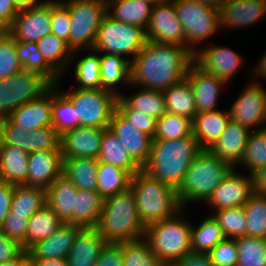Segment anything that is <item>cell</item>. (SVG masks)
Instances as JSON below:
<instances>
[{
	"instance_id": "1",
	"label": "cell",
	"mask_w": 266,
	"mask_h": 266,
	"mask_svg": "<svg viewBox=\"0 0 266 266\" xmlns=\"http://www.w3.org/2000/svg\"><path fill=\"white\" fill-rule=\"evenodd\" d=\"M193 62L186 46L147 41L131 60L130 85L163 92L184 79Z\"/></svg>"
},
{
	"instance_id": "2",
	"label": "cell",
	"mask_w": 266,
	"mask_h": 266,
	"mask_svg": "<svg viewBox=\"0 0 266 266\" xmlns=\"http://www.w3.org/2000/svg\"><path fill=\"white\" fill-rule=\"evenodd\" d=\"M201 151L193 135L175 140H153L151 153L142 170L178 189L191 162Z\"/></svg>"
},
{
	"instance_id": "3",
	"label": "cell",
	"mask_w": 266,
	"mask_h": 266,
	"mask_svg": "<svg viewBox=\"0 0 266 266\" xmlns=\"http://www.w3.org/2000/svg\"><path fill=\"white\" fill-rule=\"evenodd\" d=\"M145 228L139 218L131 188L103 200L96 229L108 243L143 238Z\"/></svg>"
},
{
	"instance_id": "4",
	"label": "cell",
	"mask_w": 266,
	"mask_h": 266,
	"mask_svg": "<svg viewBox=\"0 0 266 266\" xmlns=\"http://www.w3.org/2000/svg\"><path fill=\"white\" fill-rule=\"evenodd\" d=\"M130 188L139 218L145 226L171 218L183 209L176 188L153 178L142 169L132 176Z\"/></svg>"
},
{
	"instance_id": "5",
	"label": "cell",
	"mask_w": 266,
	"mask_h": 266,
	"mask_svg": "<svg viewBox=\"0 0 266 266\" xmlns=\"http://www.w3.org/2000/svg\"><path fill=\"white\" fill-rule=\"evenodd\" d=\"M232 169L209 150H202L191 162L177 189L181 207L184 209L186 203L206 202Z\"/></svg>"
},
{
	"instance_id": "6",
	"label": "cell",
	"mask_w": 266,
	"mask_h": 266,
	"mask_svg": "<svg viewBox=\"0 0 266 266\" xmlns=\"http://www.w3.org/2000/svg\"><path fill=\"white\" fill-rule=\"evenodd\" d=\"M183 210L175 216L146 226L143 238L156 257L165 265L171 266L192 253L191 226L182 217Z\"/></svg>"
},
{
	"instance_id": "7",
	"label": "cell",
	"mask_w": 266,
	"mask_h": 266,
	"mask_svg": "<svg viewBox=\"0 0 266 266\" xmlns=\"http://www.w3.org/2000/svg\"><path fill=\"white\" fill-rule=\"evenodd\" d=\"M106 14V0H69V47L73 52L92 50Z\"/></svg>"
},
{
	"instance_id": "8",
	"label": "cell",
	"mask_w": 266,
	"mask_h": 266,
	"mask_svg": "<svg viewBox=\"0 0 266 266\" xmlns=\"http://www.w3.org/2000/svg\"><path fill=\"white\" fill-rule=\"evenodd\" d=\"M75 107L76 127L88 126L108 128L118 95L106 89H72L61 91Z\"/></svg>"
},
{
	"instance_id": "9",
	"label": "cell",
	"mask_w": 266,
	"mask_h": 266,
	"mask_svg": "<svg viewBox=\"0 0 266 266\" xmlns=\"http://www.w3.org/2000/svg\"><path fill=\"white\" fill-rule=\"evenodd\" d=\"M146 42L144 28L115 20L106 14L92 50L101 54L129 55L133 60Z\"/></svg>"
},
{
	"instance_id": "10",
	"label": "cell",
	"mask_w": 266,
	"mask_h": 266,
	"mask_svg": "<svg viewBox=\"0 0 266 266\" xmlns=\"http://www.w3.org/2000/svg\"><path fill=\"white\" fill-rule=\"evenodd\" d=\"M183 25L185 46L195 54V45L220 30L219 10L197 0H172Z\"/></svg>"
},
{
	"instance_id": "11",
	"label": "cell",
	"mask_w": 266,
	"mask_h": 266,
	"mask_svg": "<svg viewBox=\"0 0 266 266\" xmlns=\"http://www.w3.org/2000/svg\"><path fill=\"white\" fill-rule=\"evenodd\" d=\"M52 85L40 74L21 70L0 79V119L7 118L23 104L38 99Z\"/></svg>"
},
{
	"instance_id": "12",
	"label": "cell",
	"mask_w": 266,
	"mask_h": 266,
	"mask_svg": "<svg viewBox=\"0 0 266 266\" xmlns=\"http://www.w3.org/2000/svg\"><path fill=\"white\" fill-rule=\"evenodd\" d=\"M145 35L149 42L185 46L183 25L172 0L153 5Z\"/></svg>"
},
{
	"instance_id": "13",
	"label": "cell",
	"mask_w": 266,
	"mask_h": 266,
	"mask_svg": "<svg viewBox=\"0 0 266 266\" xmlns=\"http://www.w3.org/2000/svg\"><path fill=\"white\" fill-rule=\"evenodd\" d=\"M260 85L256 81L247 84L228 110L230 120L250 131L266 128V91Z\"/></svg>"
},
{
	"instance_id": "14",
	"label": "cell",
	"mask_w": 266,
	"mask_h": 266,
	"mask_svg": "<svg viewBox=\"0 0 266 266\" xmlns=\"http://www.w3.org/2000/svg\"><path fill=\"white\" fill-rule=\"evenodd\" d=\"M51 1L22 9L7 32L19 42H38L51 34Z\"/></svg>"
},
{
	"instance_id": "15",
	"label": "cell",
	"mask_w": 266,
	"mask_h": 266,
	"mask_svg": "<svg viewBox=\"0 0 266 266\" xmlns=\"http://www.w3.org/2000/svg\"><path fill=\"white\" fill-rule=\"evenodd\" d=\"M254 192V176L245 177L233 168L206 203L216 211L244 206Z\"/></svg>"
},
{
	"instance_id": "16",
	"label": "cell",
	"mask_w": 266,
	"mask_h": 266,
	"mask_svg": "<svg viewBox=\"0 0 266 266\" xmlns=\"http://www.w3.org/2000/svg\"><path fill=\"white\" fill-rule=\"evenodd\" d=\"M107 128L78 126L61 135L63 159L98 158L103 134Z\"/></svg>"
},
{
	"instance_id": "17",
	"label": "cell",
	"mask_w": 266,
	"mask_h": 266,
	"mask_svg": "<svg viewBox=\"0 0 266 266\" xmlns=\"http://www.w3.org/2000/svg\"><path fill=\"white\" fill-rule=\"evenodd\" d=\"M243 58L235 51L222 46L209 45L194 54V62L205 72L224 80L233 78L242 66Z\"/></svg>"
},
{
	"instance_id": "18",
	"label": "cell",
	"mask_w": 266,
	"mask_h": 266,
	"mask_svg": "<svg viewBox=\"0 0 266 266\" xmlns=\"http://www.w3.org/2000/svg\"><path fill=\"white\" fill-rule=\"evenodd\" d=\"M108 128L120 139L131 158L142 168L151 153L153 138L137 130L117 111L114 112Z\"/></svg>"
},
{
	"instance_id": "19",
	"label": "cell",
	"mask_w": 266,
	"mask_h": 266,
	"mask_svg": "<svg viewBox=\"0 0 266 266\" xmlns=\"http://www.w3.org/2000/svg\"><path fill=\"white\" fill-rule=\"evenodd\" d=\"M63 174L61 150H45L29 153L26 185L44 189Z\"/></svg>"
},
{
	"instance_id": "20",
	"label": "cell",
	"mask_w": 266,
	"mask_h": 266,
	"mask_svg": "<svg viewBox=\"0 0 266 266\" xmlns=\"http://www.w3.org/2000/svg\"><path fill=\"white\" fill-rule=\"evenodd\" d=\"M185 78L193 89L197 112L217 110V99L226 82L205 72L195 62L190 65Z\"/></svg>"
},
{
	"instance_id": "21",
	"label": "cell",
	"mask_w": 266,
	"mask_h": 266,
	"mask_svg": "<svg viewBox=\"0 0 266 266\" xmlns=\"http://www.w3.org/2000/svg\"><path fill=\"white\" fill-rule=\"evenodd\" d=\"M265 0H227L219 10L220 28L253 25L265 18Z\"/></svg>"
},
{
	"instance_id": "22",
	"label": "cell",
	"mask_w": 266,
	"mask_h": 266,
	"mask_svg": "<svg viewBox=\"0 0 266 266\" xmlns=\"http://www.w3.org/2000/svg\"><path fill=\"white\" fill-rule=\"evenodd\" d=\"M7 118L28 132L52 126V86L38 99L23 104Z\"/></svg>"
},
{
	"instance_id": "23",
	"label": "cell",
	"mask_w": 266,
	"mask_h": 266,
	"mask_svg": "<svg viewBox=\"0 0 266 266\" xmlns=\"http://www.w3.org/2000/svg\"><path fill=\"white\" fill-rule=\"evenodd\" d=\"M250 130L230 120L209 151L233 168L241 163Z\"/></svg>"
},
{
	"instance_id": "24",
	"label": "cell",
	"mask_w": 266,
	"mask_h": 266,
	"mask_svg": "<svg viewBox=\"0 0 266 266\" xmlns=\"http://www.w3.org/2000/svg\"><path fill=\"white\" fill-rule=\"evenodd\" d=\"M107 243L96 227L81 228L66 257L68 266H94Z\"/></svg>"
},
{
	"instance_id": "25",
	"label": "cell",
	"mask_w": 266,
	"mask_h": 266,
	"mask_svg": "<svg viewBox=\"0 0 266 266\" xmlns=\"http://www.w3.org/2000/svg\"><path fill=\"white\" fill-rule=\"evenodd\" d=\"M81 227L63 223L49 238L34 243L28 250L29 258L66 259Z\"/></svg>"
},
{
	"instance_id": "26",
	"label": "cell",
	"mask_w": 266,
	"mask_h": 266,
	"mask_svg": "<svg viewBox=\"0 0 266 266\" xmlns=\"http://www.w3.org/2000/svg\"><path fill=\"white\" fill-rule=\"evenodd\" d=\"M230 115L227 110L197 112L192 120L193 137L202 150H209L225 130Z\"/></svg>"
},
{
	"instance_id": "27",
	"label": "cell",
	"mask_w": 266,
	"mask_h": 266,
	"mask_svg": "<svg viewBox=\"0 0 266 266\" xmlns=\"http://www.w3.org/2000/svg\"><path fill=\"white\" fill-rule=\"evenodd\" d=\"M77 191L74 184L63 174L46 189L47 206L64 223L72 217Z\"/></svg>"
},
{
	"instance_id": "28",
	"label": "cell",
	"mask_w": 266,
	"mask_h": 266,
	"mask_svg": "<svg viewBox=\"0 0 266 266\" xmlns=\"http://www.w3.org/2000/svg\"><path fill=\"white\" fill-rule=\"evenodd\" d=\"M107 14L126 24L147 28L153 4L146 0H106ZM111 10V11H110ZM112 12V13H111Z\"/></svg>"
},
{
	"instance_id": "29",
	"label": "cell",
	"mask_w": 266,
	"mask_h": 266,
	"mask_svg": "<svg viewBox=\"0 0 266 266\" xmlns=\"http://www.w3.org/2000/svg\"><path fill=\"white\" fill-rule=\"evenodd\" d=\"M29 153L16 146H0V180L9 184H26Z\"/></svg>"
},
{
	"instance_id": "30",
	"label": "cell",
	"mask_w": 266,
	"mask_h": 266,
	"mask_svg": "<svg viewBox=\"0 0 266 266\" xmlns=\"http://www.w3.org/2000/svg\"><path fill=\"white\" fill-rule=\"evenodd\" d=\"M103 198L98 191L78 189L72 217L66 222L81 228L96 227L102 210Z\"/></svg>"
},
{
	"instance_id": "31",
	"label": "cell",
	"mask_w": 266,
	"mask_h": 266,
	"mask_svg": "<svg viewBox=\"0 0 266 266\" xmlns=\"http://www.w3.org/2000/svg\"><path fill=\"white\" fill-rule=\"evenodd\" d=\"M96 158L63 159V175H65L77 189L98 191Z\"/></svg>"
},
{
	"instance_id": "32",
	"label": "cell",
	"mask_w": 266,
	"mask_h": 266,
	"mask_svg": "<svg viewBox=\"0 0 266 266\" xmlns=\"http://www.w3.org/2000/svg\"><path fill=\"white\" fill-rule=\"evenodd\" d=\"M131 60L125 56L103 53L100 56V78L101 88L120 95L114 86L123 81L130 86Z\"/></svg>"
},
{
	"instance_id": "33",
	"label": "cell",
	"mask_w": 266,
	"mask_h": 266,
	"mask_svg": "<svg viewBox=\"0 0 266 266\" xmlns=\"http://www.w3.org/2000/svg\"><path fill=\"white\" fill-rule=\"evenodd\" d=\"M98 161L105 162L124 170H127L132 176L142 168L131 158L125 146L120 139L114 135L109 128L103 134V139L98 155Z\"/></svg>"
},
{
	"instance_id": "34",
	"label": "cell",
	"mask_w": 266,
	"mask_h": 266,
	"mask_svg": "<svg viewBox=\"0 0 266 266\" xmlns=\"http://www.w3.org/2000/svg\"><path fill=\"white\" fill-rule=\"evenodd\" d=\"M46 189L38 186L14 185L11 209L8 214L25 215L30 218L33 214L47 205Z\"/></svg>"
},
{
	"instance_id": "35",
	"label": "cell",
	"mask_w": 266,
	"mask_h": 266,
	"mask_svg": "<svg viewBox=\"0 0 266 266\" xmlns=\"http://www.w3.org/2000/svg\"><path fill=\"white\" fill-rule=\"evenodd\" d=\"M16 51L23 70L40 74L51 85L59 83L61 76L45 61L39 52L37 42L16 41Z\"/></svg>"
},
{
	"instance_id": "36",
	"label": "cell",
	"mask_w": 266,
	"mask_h": 266,
	"mask_svg": "<svg viewBox=\"0 0 266 266\" xmlns=\"http://www.w3.org/2000/svg\"><path fill=\"white\" fill-rule=\"evenodd\" d=\"M166 112L194 119L197 113L194 92L186 78L163 91Z\"/></svg>"
},
{
	"instance_id": "37",
	"label": "cell",
	"mask_w": 266,
	"mask_h": 266,
	"mask_svg": "<svg viewBox=\"0 0 266 266\" xmlns=\"http://www.w3.org/2000/svg\"><path fill=\"white\" fill-rule=\"evenodd\" d=\"M132 175L120 167L98 162L97 186L98 192L103 199L130 188Z\"/></svg>"
},
{
	"instance_id": "38",
	"label": "cell",
	"mask_w": 266,
	"mask_h": 266,
	"mask_svg": "<svg viewBox=\"0 0 266 266\" xmlns=\"http://www.w3.org/2000/svg\"><path fill=\"white\" fill-rule=\"evenodd\" d=\"M39 52L45 61L60 75L72 64L77 54L67 45V42L54 34H48L37 42Z\"/></svg>"
},
{
	"instance_id": "39",
	"label": "cell",
	"mask_w": 266,
	"mask_h": 266,
	"mask_svg": "<svg viewBox=\"0 0 266 266\" xmlns=\"http://www.w3.org/2000/svg\"><path fill=\"white\" fill-rule=\"evenodd\" d=\"M64 222L46 205L28 221L24 250L34 243L49 238Z\"/></svg>"
},
{
	"instance_id": "40",
	"label": "cell",
	"mask_w": 266,
	"mask_h": 266,
	"mask_svg": "<svg viewBox=\"0 0 266 266\" xmlns=\"http://www.w3.org/2000/svg\"><path fill=\"white\" fill-rule=\"evenodd\" d=\"M225 238L219 223L211 215L206 217L198 227L191 226V251L207 254Z\"/></svg>"
},
{
	"instance_id": "41",
	"label": "cell",
	"mask_w": 266,
	"mask_h": 266,
	"mask_svg": "<svg viewBox=\"0 0 266 266\" xmlns=\"http://www.w3.org/2000/svg\"><path fill=\"white\" fill-rule=\"evenodd\" d=\"M118 98L129 109L142 111L157 120L166 113L165 98L162 91L141 88V91L131 95V97H126L121 93Z\"/></svg>"
},
{
	"instance_id": "42",
	"label": "cell",
	"mask_w": 266,
	"mask_h": 266,
	"mask_svg": "<svg viewBox=\"0 0 266 266\" xmlns=\"http://www.w3.org/2000/svg\"><path fill=\"white\" fill-rule=\"evenodd\" d=\"M57 87L58 84L52 85V126L63 135L66 131L76 128V110Z\"/></svg>"
},
{
	"instance_id": "43",
	"label": "cell",
	"mask_w": 266,
	"mask_h": 266,
	"mask_svg": "<svg viewBox=\"0 0 266 266\" xmlns=\"http://www.w3.org/2000/svg\"><path fill=\"white\" fill-rule=\"evenodd\" d=\"M243 207L247 219L246 236L266 239V194L254 192Z\"/></svg>"
},
{
	"instance_id": "44",
	"label": "cell",
	"mask_w": 266,
	"mask_h": 266,
	"mask_svg": "<svg viewBox=\"0 0 266 266\" xmlns=\"http://www.w3.org/2000/svg\"><path fill=\"white\" fill-rule=\"evenodd\" d=\"M193 135L192 119L166 112L158 120L153 140L179 139Z\"/></svg>"
},
{
	"instance_id": "45",
	"label": "cell",
	"mask_w": 266,
	"mask_h": 266,
	"mask_svg": "<svg viewBox=\"0 0 266 266\" xmlns=\"http://www.w3.org/2000/svg\"><path fill=\"white\" fill-rule=\"evenodd\" d=\"M240 165H244L252 175L266 166V128L251 130Z\"/></svg>"
},
{
	"instance_id": "46",
	"label": "cell",
	"mask_w": 266,
	"mask_h": 266,
	"mask_svg": "<svg viewBox=\"0 0 266 266\" xmlns=\"http://www.w3.org/2000/svg\"><path fill=\"white\" fill-rule=\"evenodd\" d=\"M123 266H165L150 249L147 241L140 238L121 242Z\"/></svg>"
},
{
	"instance_id": "47",
	"label": "cell",
	"mask_w": 266,
	"mask_h": 266,
	"mask_svg": "<svg viewBox=\"0 0 266 266\" xmlns=\"http://www.w3.org/2000/svg\"><path fill=\"white\" fill-rule=\"evenodd\" d=\"M74 76L78 84L76 89H101L100 55L88 54L75 63Z\"/></svg>"
},
{
	"instance_id": "48",
	"label": "cell",
	"mask_w": 266,
	"mask_h": 266,
	"mask_svg": "<svg viewBox=\"0 0 266 266\" xmlns=\"http://www.w3.org/2000/svg\"><path fill=\"white\" fill-rule=\"evenodd\" d=\"M235 240L237 266H266V239L244 236Z\"/></svg>"
},
{
	"instance_id": "49",
	"label": "cell",
	"mask_w": 266,
	"mask_h": 266,
	"mask_svg": "<svg viewBox=\"0 0 266 266\" xmlns=\"http://www.w3.org/2000/svg\"><path fill=\"white\" fill-rule=\"evenodd\" d=\"M213 217L226 238L236 239L246 236L247 219L243 206L216 211Z\"/></svg>"
},
{
	"instance_id": "50",
	"label": "cell",
	"mask_w": 266,
	"mask_h": 266,
	"mask_svg": "<svg viewBox=\"0 0 266 266\" xmlns=\"http://www.w3.org/2000/svg\"><path fill=\"white\" fill-rule=\"evenodd\" d=\"M23 70L16 51V40L6 32L0 37V79L9 78Z\"/></svg>"
},
{
	"instance_id": "51",
	"label": "cell",
	"mask_w": 266,
	"mask_h": 266,
	"mask_svg": "<svg viewBox=\"0 0 266 266\" xmlns=\"http://www.w3.org/2000/svg\"><path fill=\"white\" fill-rule=\"evenodd\" d=\"M45 150H61V135L53 126L34 128L28 134L27 153Z\"/></svg>"
},
{
	"instance_id": "52",
	"label": "cell",
	"mask_w": 266,
	"mask_h": 266,
	"mask_svg": "<svg viewBox=\"0 0 266 266\" xmlns=\"http://www.w3.org/2000/svg\"><path fill=\"white\" fill-rule=\"evenodd\" d=\"M51 33L67 42L71 28L69 16V0L61 2L51 0Z\"/></svg>"
},
{
	"instance_id": "53",
	"label": "cell",
	"mask_w": 266,
	"mask_h": 266,
	"mask_svg": "<svg viewBox=\"0 0 266 266\" xmlns=\"http://www.w3.org/2000/svg\"><path fill=\"white\" fill-rule=\"evenodd\" d=\"M116 111L129 123L150 137L154 138L157 119L135 109H129L119 98L116 104Z\"/></svg>"
},
{
	"instance_id": "54",
	"label": "cell",
	"mask_w": 266,
	"mask_h": 266,
	"mask_svg": "<svg viewBox=\"0 0 266 266\" xmlns=\"http://www.w3.org/2000/svg\"><path fill=\"white\" fill-rule=\"evenodd\" d=\"M29 132L12 123L8 118L0 119V146H16L27 152Z\"/></svg>"
},
{
	"instance_id": "55",
	"label": "cell",
	"mask_w": 266,
	"mask_h": 266,
	"mask_svg": "<svg viewBox=\"0 0 266 266\" xmlns=\"http://www.w3.org/2000/svg\"><path fill=\"white\" fill-rule=\"evenodd\" d=\"M214 266H237L238 248L235 239L225 238L207 253Z\"/></svg>"
},
{
	"instance_id": "56",
	"label": "cell",
	"mask_w": 266,
	"mask_h": 266,
	"mask_svg": "<svg viewBox=\"0 0 266 266\" xmlns=\"http://www.w3.org/2000/svg\"><path fill=\"white\" fill-rule=\"evenodd\" d=\"M29 218L25 215L8 214L5 218L0 230L10 239L17 241L24 249V240Z\"/></svg>"
},
{
	"instance_id": "57",
	"label": "cell",
	"mask_w": 266,
	"mask_h": 266,
	"mask_svg": "<svg viewBox=\"0 0 266 266\" xmlns=\"http://www.w3.org/2000/svg\"><path fill=\"white\" fill-rule=\"evenodd\" d=\"M94 266H123L121 244L107 243Z\"/></svg>"
},
{
	"instance_id": "58",
	"label": "cell",
	"mask_w": 266,
	"mask_h": 266,
	"mask_svg": "<svg viewBox=\"0 0 266 266\" xmlns=\"http://www.w3.org/2000/svg\"><path fill=\"white\" fill-rule=\"evenodd\" d=\"M23 251L21 244L8 238L0 230V264L17 258Z\"/></svg>"
},
{
	"instance_id": "59",
	"label": "cell",
	"mask_w": 266,
	"mask_h": 266,
	"mask_svg": "<svg viewBox=\"0 0 266 266\" xmlns=\"http://www.w3.org/2000/svg\"><path fill=\"white\" fill-rule=\"evenodd\" d=\"M14 185L0 180V228L11 209Z\"/></svg>"
},
{
	"instance_id": "60",
	"label": "cell",
	"mask_w": 266,
	"mask_h": 266,
	"mask_svg": "<svg viewBox=\"0 0 266 266\" xmlns=\"http://www.w3.org/2000/svg\"><path fill=\"white\" fill-rule=\"evenodd\" d=\"M19 11L13 0H0V23L8 30Z\"/></svg>"
},
{
	"instance_id": "61",
	"label": "cell",
	"mask_w": 266,
	"mask_h": 266,
	"mask_svg": "<svg viewBox=\"0 0 266 266\" xmlns=\"http://www.w3.org/2000/svg\"><path fill=\"white\" fill-rule=\"evenodd\" d=\"M171 266H214L207 254L190 253Z\"/></svg>"
},
{
	"instance_id": "62",
	"label": "cell",
	"mask_w": 266,
	"mask_h": 266,
	"mask_svg": "<svg viewBox=\"0 0 266 266\" xmlns=\"http://www.w3.org/2000/svg\"><path fill=\"white\" fill-rule=\"evenodd\" d=\"M254 176V191L266 194V166L260 168Z\"/></svg>"
},
{
	"instance_id": "63",
	"label": "cell",
	"mask_w": 266,
	"mask_h": 266,
	"mask_svg": "<svg viewBox=\"0 0 266 266\" xmlns=\"http://www.w3.org/2000/svg\"><path fill=\"white\" fill-rule=\"evenodd\" d=\"M34 266H68L66 259L62 258H29Z\"/></svg>"
},
{
	"instance_id": "64",
	"label": "cell",
	"mask_w": 266,
	"mask_h": 266,
	"mask_svg": "<svg viewBox=\"0 0 266 266\" xmlns=\"http://www.w3.org/2000/svg\"><path fill=\"white\" fill-rule=\"evenodd\" d=\"M29 260V255L24 250L17 258L0 264V266H23Z\"/></svg>"
},
{
	"instance_id": "65",
	"label": "cell",
	"mask_w": 266,
	"mask_h": 266,
	"mask_svg": "<svg viewBox=\"0 0 266 266\" xmlns=\"http://www.w3.org/2000/svg\"><path fill=\"white\" fill-rule=\"evenodd\" d=\"M47 0L45 1H38V0H13L14 4L16 5V7L19 10L22 9H26V8H30V7H34V6H39L43 3H45Z\"/></svg>"
},
{
	"instance_id": "66",
	"label": "cell",
	"mask_w": 266,
	"mask_h": 266,
	"mask_svg": "<svg viewBox=\"0 0 266 266\" xmlns=\"http://www.w3.org/2000/svg\"><path fill=\"white\" fill-rule=\"evenodd\" d=\"M265 55L260 59L259 63H257V67L254 70L257 74V76H260L262 79H266V52Z\"/></svg>"
},
{
	"instance_id": "67",
	"label": "cell",
	"mask_w": 266,
	"mask_h": 266,
	"mask_svg": "<svg viewBox=\"0 0 266 266\" xmlns=\"http://www.w3.org/2000/svg\"><path fill=\"white\" fill-rule=\"evenodd\" d=\"M201 3H203L206 6L212 7L214 9L220 10L221 6L227 1V0H197Z\"/></svg>"
},
{
	"instance_id": "68",
	"label": "cell",
	"mask_w": 266,
	"mask_h": 266,
	"mask_svg": "<svg viewBox=\"0 0 266 266\" xmlns=\"http://www.w3.org/2000/svg\"><path fill=\"white\" fill-rule=\"evenodd\" d=\"M7 32V29L0 23V37Z\"/></svg>"
},
{
	"instance_id": "69",
	"label": "cell",
	"mask_w": 266,
	"mask_h": 266,
	"mask_svg": "<svg viewBox=\"0 0 266 266\" xmlns=\"http://www.w3.org/2000/svg\"><path fill=\"white\" fill-rule=\"evenodd\" d=\"M146 1H149V2H151L153 5H155L156 3H160V2H162V1H164V0H146Z\"/></svg>"
},
{
	"instance_id": "70",
	"label": "cell",
	"mask_w": 266,
	"mask_h": 266,
	"mask_svg": "<svg viewBox=\"0 0 266 266\" xmlns=\"http://www.w3.org/2000/svg\"><path fill=\"white\" fill-rule=\"evenodd\" d=\"M23 266H34V264L29 259Z\"/></svg>"
}]
</instances>
